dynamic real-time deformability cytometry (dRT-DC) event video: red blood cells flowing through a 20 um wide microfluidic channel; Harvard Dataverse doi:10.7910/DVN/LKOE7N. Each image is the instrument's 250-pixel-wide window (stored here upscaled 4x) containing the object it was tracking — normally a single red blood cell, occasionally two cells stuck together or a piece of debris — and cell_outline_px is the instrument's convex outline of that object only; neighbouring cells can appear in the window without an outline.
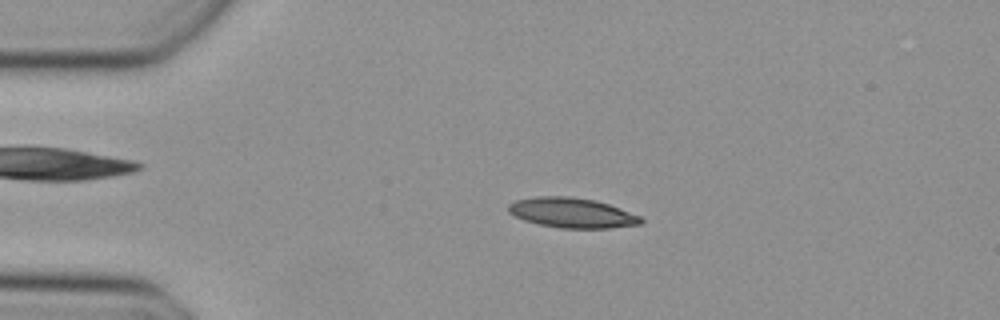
{"species": "Egyptian fruit bat (a non-hibernating species)", "species_latin": "Rousettus aegyptiacus", "temperature_condition": "cold", "stored_images_in_passage": 48, "camera_frame_rate_fps": 3000, "um_per_image_px": 0.085, "animal": {"sex": "female"}, "frame": {"image": 1, "passage_image": 10, "time_ms": 3.0, "image_size_px": [1000, 320], "cell_outline_px": [[644, 220], [640, 224], [608, 228], [560, 228], [540, 224], [524, 220], [508, 212], [508, 204], [516, 200], [536, 196], [572, 196], [596, 200], [620, 208], [640, 216]], "centroid_in_image_um": [48.61, 18.08], "position_along_channel_um": 36.4, "area_um2": 23.12}}
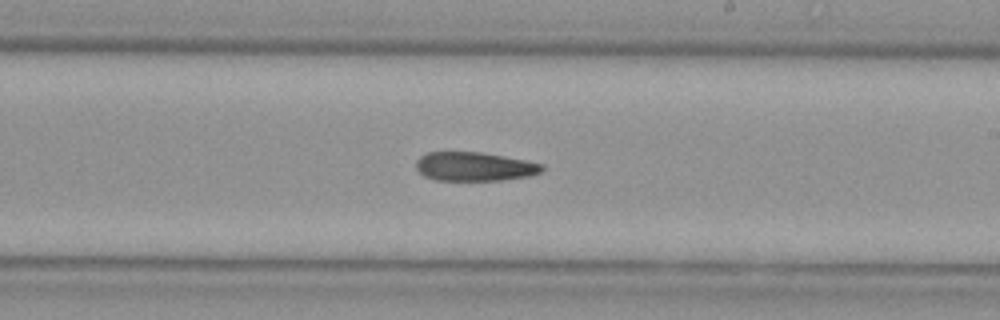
{"frame": {"image": 2, "passage_image": 28, "time_ms": 9.0, "image_size_px": [1000, 320], "cell_outline_px": [[544, 172], [528, 176], [500, 180], [436, 180], [424, 176], [416, 168], [416, 160], [420, 156], [428, 152], [480, 152], [504, 156], [544, 164]], "centroid_in_image_um": [40.34, 14.15], "position_along_channel_um": 248.7, "area_um2": 21.21}}
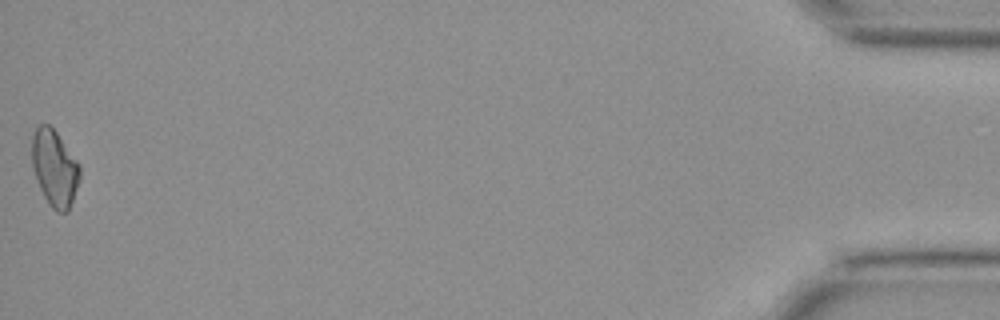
{"frame": {"image": 3, "passage_image": 48, "time_ms": 15.667, "image_size_px": [1000, 320], "cell_outline_px": [[80, 180], [68, 212], [56, 212], [48, 204], [36, 180], [32, 168], [32, 136], [36, 128], [40, 124], [48, 124], [56, 132], [80, 164]], "centroid_in_image_um": [4.64, 14.31], "position_along_channel_um": 430.6, "area_um2": 21.39}}